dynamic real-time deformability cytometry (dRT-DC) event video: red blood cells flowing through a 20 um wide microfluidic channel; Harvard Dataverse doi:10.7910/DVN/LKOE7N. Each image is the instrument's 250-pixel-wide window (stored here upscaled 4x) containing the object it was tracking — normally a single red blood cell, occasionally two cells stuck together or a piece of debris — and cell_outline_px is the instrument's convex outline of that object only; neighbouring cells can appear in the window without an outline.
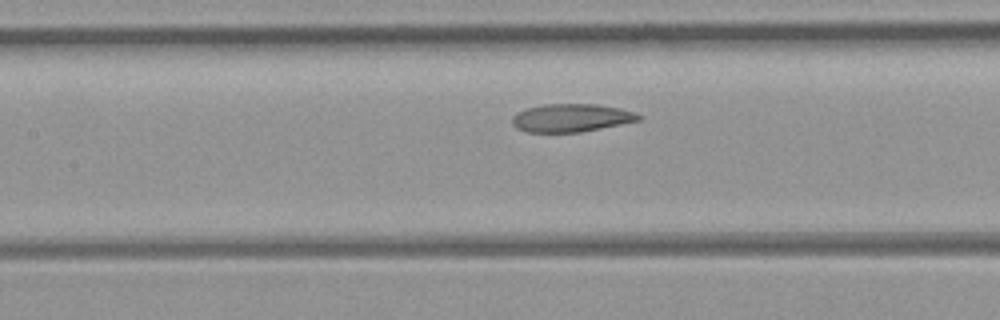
{"species": "common noctule bat (a hibernating species)", "species_latin": "Nyctalus noctula", "temperature_condition": "room temperature", "stored_images_in_passage": 13, "camera_frame_rate_fps": 3000, "um_per_image_px": 0.085, "animal": {"sex": "female", "body_mass_g": 21.9}, "frame": {"image": 1, "passage_image": 11, "time_ms": 3.333, "image_size_px": [1000, 320], "cell_outline_px": [[644, 120], [580, 132], [528, 132], [516, 128], [512, 124], [512, 116], [516, 112], [528, 108], [544, 104], [600, 104], [620, 108], [636, 112], [644, 116]], "centroid_in_image_um": [48.62, 10.01], "position_along_channel_um": 158.8, "area_um2": 20.98}}